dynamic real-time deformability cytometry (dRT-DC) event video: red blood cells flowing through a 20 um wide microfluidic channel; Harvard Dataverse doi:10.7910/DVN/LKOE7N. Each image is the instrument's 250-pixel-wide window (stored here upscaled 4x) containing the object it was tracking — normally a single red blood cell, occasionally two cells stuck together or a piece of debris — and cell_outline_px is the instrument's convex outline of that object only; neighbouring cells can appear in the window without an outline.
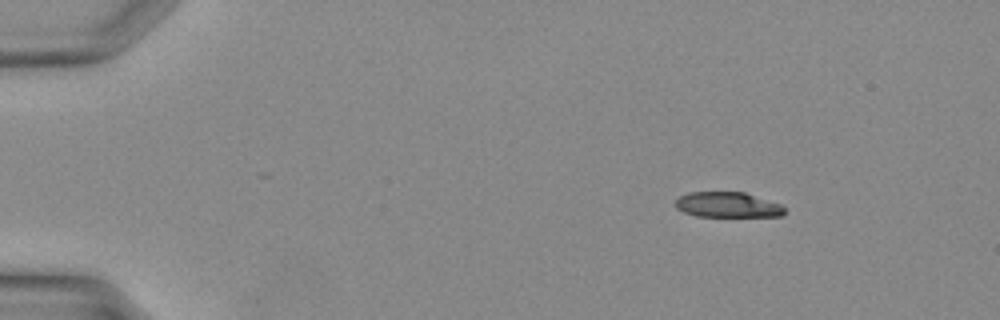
{"species": "Egyptian fruit bat (a non-hibernating species)", "species_latin": "Rousettus aegyptiacus", "temperature_condition": "warm", "stored_images_in_passage": 33, "camera_frame_rate_fps": 3000, "um_per_image_px": 0.085, "animal": {"sex": "female"}, "frame": {"image": 1, "passage_image": 1, "time_ms": 0.0, "image_size_px": [1000, 320], "cell_outline_px": [[784, 216], [696, 216], [684, 212], [676, 208], [676, 200], [680, 196], [688, 192], [744, 192], [780, 204], [784, 208]], "centroid_in_image_um": [61.83, 17.41], "position_along_channel_um": 23.2, "area_um2": 15.95}}
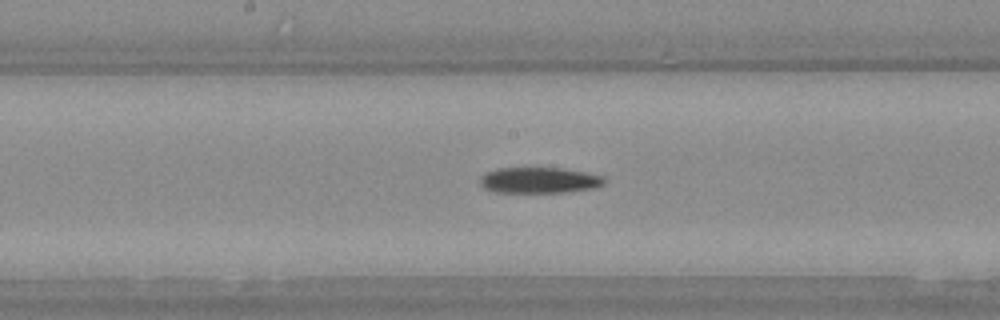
{"frame": {"image": 2, "passage_image": 16, "time_ms": 5.0, "image_size_px": [1000, 320], "cell_outline_px": [[608, 180], [604, 184], [596, 188], [564, 192], [496, 192], [484, 188], [480, 184], [480, 176], [496, 168], [560, 168], [584, 172], [604, 176]], "centroid_in_image_um": [45.87, 15.32], "position_along_channel_um": 202.3, "area_um2": 18.79}}
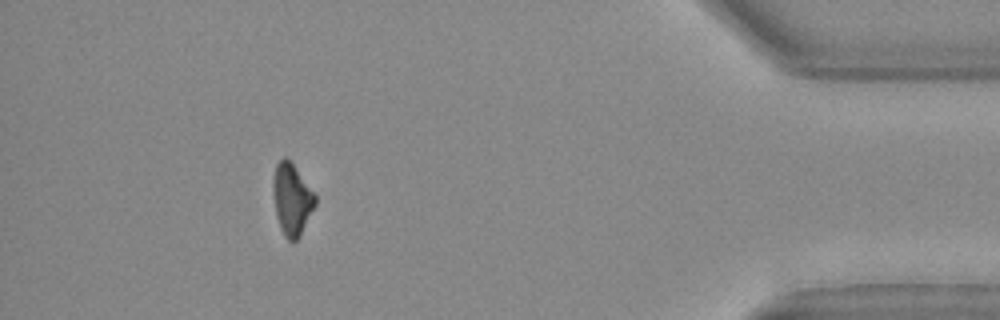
{"frame": {"image": 3, "passage_image": 30, "time_ms": 9.667, "image_size_px": [1000, 320], "cell_outline_px": [[316, 204], [300, 236], [296, 240], [288, 240], [284, 236], [280, 228], [276, 216], [272, 184], [272, 180], [276, 164], [284, 156], [292, 164], [316, 192]], "centroid_in_image_um": [24.82, 16.94], "position_along_channel_um": 410.4, "area_um2": 17.63}}